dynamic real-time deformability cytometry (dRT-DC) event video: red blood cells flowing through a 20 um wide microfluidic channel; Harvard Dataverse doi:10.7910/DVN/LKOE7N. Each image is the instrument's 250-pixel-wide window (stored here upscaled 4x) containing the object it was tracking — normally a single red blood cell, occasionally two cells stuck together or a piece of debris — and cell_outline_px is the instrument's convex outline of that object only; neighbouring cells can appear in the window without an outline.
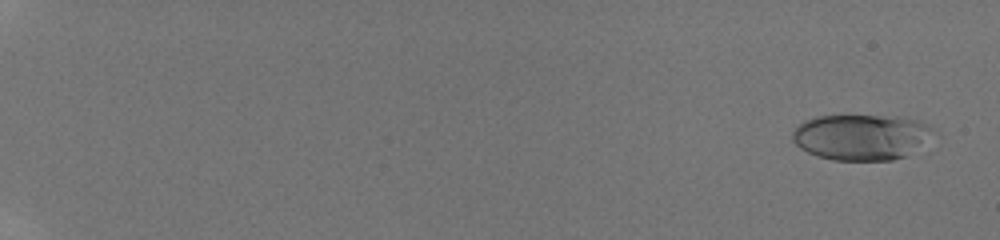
{"species": "human", "species_latin": "Homo sapiens", "temperature_condition": "room temperature", "stored_images_in_passage": 37, "camera_frame_rate_fps": 3000, "um_per_image_px": 0.085, "donor": {"sex": "male"}, "frame": {"image": 1, "passage_image": 1, "time_ms": 0.0, "image_size_px": [1000, 240], "cell_outline_px": [[928, 128], [908, 156], [892, 160], [832, 160], [816, 156], [800, 148], [792, 140], [792, 132], [804, 120], [816, 116], [900, 116], [920, 120], [928, 124]], "centroid_in_image_um": [73.05, 11.64], "position_along_channel_um": 12.0, "area_um2": 36.65}}
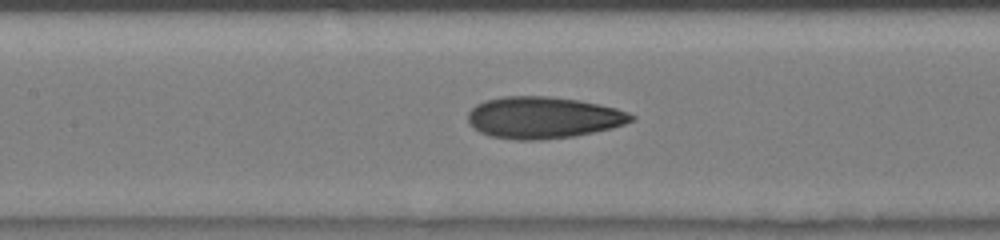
{"frame": {"image": 2, "passage_image": 20, "time_ms": 9.0, "image_size_px": [1000, 240], "cell_outline_px": [[636, 120], [612, 128], [572, 136], [540, 140], [516, 140], [492, 136], [480, 132], [468, 120], [468, 112], [476, 104], [484, 100], [504, 96], [548, 96], [576, 100], [616, 108], [628, 112], [636, 116]], "centroid_in_image_um": [46.18, 9.99], "position_along_channel_um": 161.2, "area_um2": 39.48}}
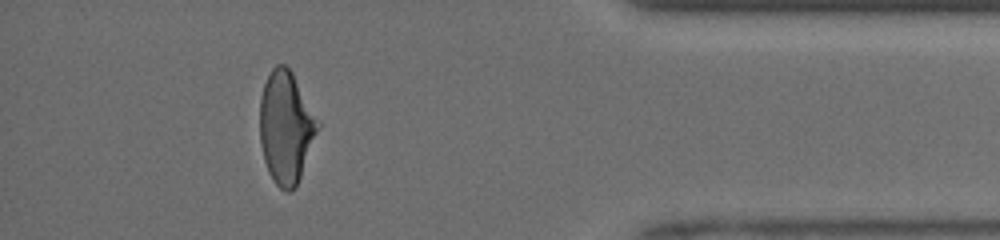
{"frame": {"image": 3, "passage_image": 36, "time_ms": 15.667, "image_size_px": [1000, 240], "cell_outline_px": [[320, 128], [296, 188], [288, 192], [280, 188], [276, 184], [268, 172], [264, 160], [260, 144], [260, 100], [264, 84], [272, 68], [276, 64], [284, 64], [292, 72], [320, 124]], "centroid_in_image_um": [24.3, 10.85], "position_along_channel_um": 410.9, "area_um2": 37.8}, "authors_computed_cell_mechanics": {"area_um2": 37.859, "velocity_mm_per_s": 4.1676, "shape_relaxation_time_tau1_ms": 5.7938, "shape_relaxation_time_tau2_ms": 1.6361, "deformation_change_tau1": 0.191, "deformation_change_tau2": 0.0952}}